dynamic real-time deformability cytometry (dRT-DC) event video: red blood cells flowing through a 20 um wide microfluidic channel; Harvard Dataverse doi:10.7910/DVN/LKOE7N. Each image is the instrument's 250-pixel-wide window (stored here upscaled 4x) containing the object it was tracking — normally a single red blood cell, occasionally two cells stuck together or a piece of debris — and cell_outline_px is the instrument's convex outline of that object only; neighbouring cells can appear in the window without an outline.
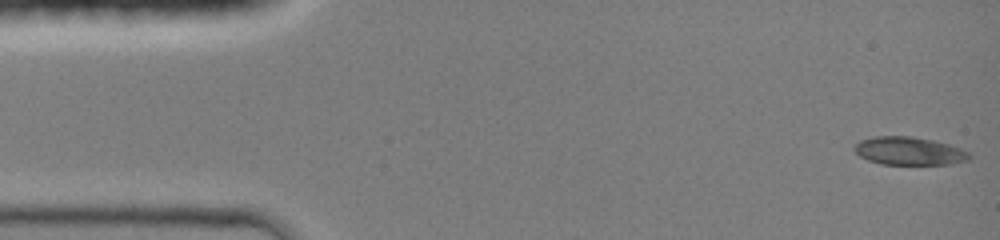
{"species": "common noctule bat (a hibernating species)", "species_latin": "Nyctalus noctula", "temperature_condition": "room temperature", "stored_images_in_passage": 45, "camera_frame_rate_fps": 3000, "um_per_image_px": 0.085, "animal": {"sex": "female", "body_mass_g": 19.0, "forearm_length_mm": 51.5}, "frame": {"image": 1, "passage_image": 1, "time_ms": 0.0, "image_size_px": [1000, 240], "cell_outline_px": [[972, 156], [968, 160], [952, 164], [880, 164], [868, 160], [860, 156], [852, 148], [860, 140], [872, 136], [912, 136], [932, 140], [948, 144], [960, 148], [968, 152]], "centroid_in_image_um": [77.26, 12.83], "position_along_channel_um": 7.7, "area_um2": 18.84}}
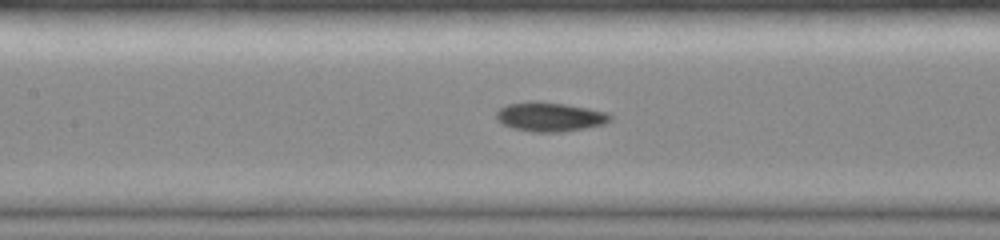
{"frame": {"image": 2, "passage_image": 20, "time_ms": 6.333, "image_size_px": [1000, 240], "cell_outline_px": [[612, 120], [604, 124], [564, 132], [532, 132], [512, 128], [496, 120], [496, 112], [500, 108], [508, 104], [528, 100], [540, 100], [588, 108], [608, 112], [612, 116]], "centroid_in_image_um": [46.73, 9.92], "position_along_channel_um": 160.7, "area_um2": 19.71}}
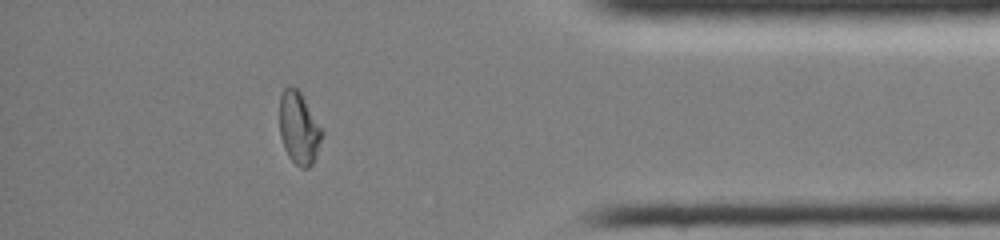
{"frame": {"image": 3, "passage_image": 39, "time_ms": 12.667, "image_size_px": [1000, 240], "cell_outline_px": [[324, 136], [316, 156], [312, 164], [308, 168], [300, 168], [288, 156], [284, 148], [280, 136], [280, 96], [284, 88], [296, 88], [300, 92], [324, 128]], "centroid_in_image_um": [25.45, 10.92], "position_along_channel_um": 409.8, "area_um2": 18.15}, "authors_computed_cell_mechanics": {"area_um2": 18.6116, "velocity_mm_per_s": 4.2653, "shape_relaxation_time_tau1_ms": 6.1214, "shape_relaxation_time_tau2_ms": 2.4943, "deformation_change_tau1": 0.2134, "deformation_change_tau2": 0.0563}}